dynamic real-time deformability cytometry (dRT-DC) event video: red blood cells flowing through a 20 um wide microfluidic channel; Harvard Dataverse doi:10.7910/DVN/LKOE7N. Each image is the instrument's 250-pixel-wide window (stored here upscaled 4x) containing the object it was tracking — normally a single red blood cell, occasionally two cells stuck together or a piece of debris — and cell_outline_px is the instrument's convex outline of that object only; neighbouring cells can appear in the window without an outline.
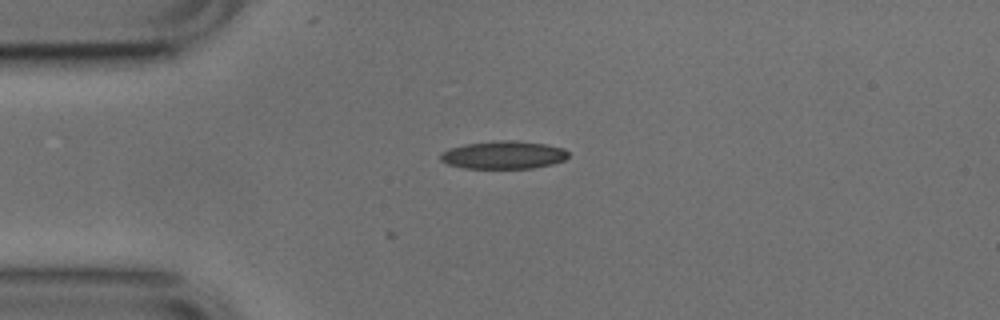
{"species": "common noctule bat (a hibernating species)", "species_latin": "Nyctalus noctula", "temperature_condition": "cold", "stored_images_in_passage": 2, "camera_frame_rate_fps": 3000, "um_per_image_px": 0.085, "animal": {"sex": "male", "body_mass_g": 17.9, "forearm_length_mm": 54.2}, "frame": {"image": 1, "passage_image": 2, "time_ms": 0.333, "image_size_px": [1000, 320], "cell_outline_px": [[568, 156], [564, 160], [552, 164], [532, 168], [464, 168], [448, 164], [440, 160], [440, 152], [448, 148], [464, 144], [500, 140], [516, 140], [548, 144], [564, 148], [568, 152]], "centroid_in_image_um": [42.79, 13.16], "position_along_channel_um": 42.2, "area_um2": 20.98}}